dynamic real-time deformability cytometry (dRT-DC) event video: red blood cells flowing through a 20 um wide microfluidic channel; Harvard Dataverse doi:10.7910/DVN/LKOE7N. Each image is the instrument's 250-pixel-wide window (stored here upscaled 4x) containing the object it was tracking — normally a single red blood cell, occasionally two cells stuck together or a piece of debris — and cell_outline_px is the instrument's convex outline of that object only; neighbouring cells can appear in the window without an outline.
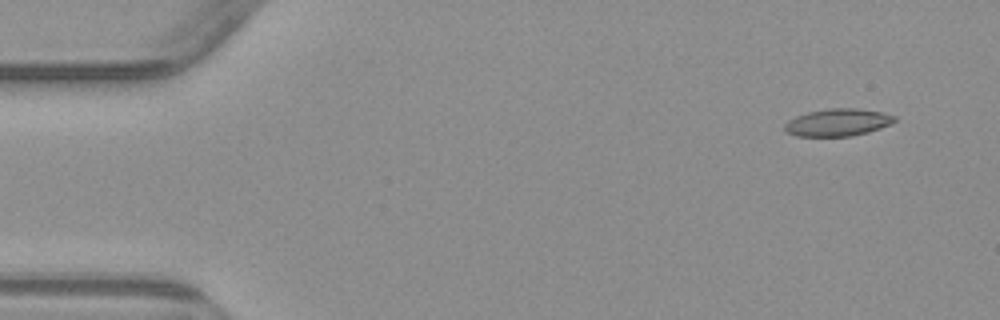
{"species": "common noctule bat (a hibernating species)", "species_latin": "Nyctalus noctula", "temperature_condition": "warm", "stored_images_in_passage": 5, "segment_of_instrument_passage": [1, 2], "camera_frame_rate_fps": 3000, "um_per_image_px": 0.085, "animal": {"sex": "male", "body_mass_g": 23.1, "forearm_length_mm": 52.7}, "frame": {"image": 1, "passage_image": 2, "time_ms": 1.0, "image_size_px": [1000, 320], "cell_outline_px": [[896, 120], [892, 124], [868, 132], [852, 136], [796, 136], [784, 132], [784, 124], [788, 120], [796, 116], [808, 112], [828, 108], [856, 108], [884, 112], [896, 116]], "centroid_in_image_um": [71.21, 10.4], "position_along_channel_um": 13.8, "area_um2": 17.74}}
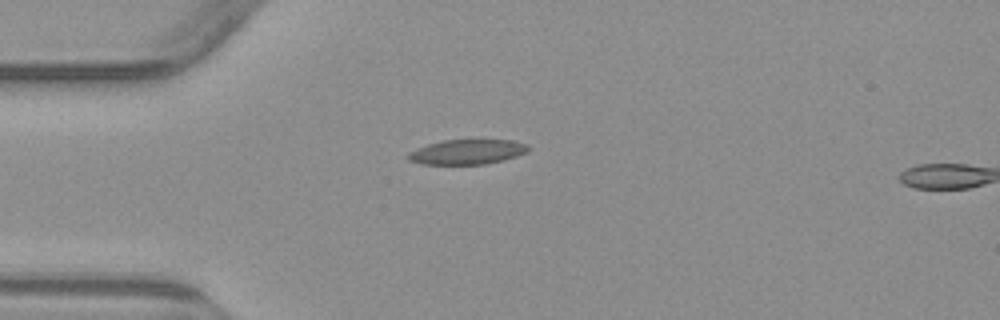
{"frame": {"image": 2, "passage_image": 4, "time_ms": 4.333, "image_size_px": [1000, 320], "cell_outline_px": [[528, 152], [504, 160], [484, 164], [420, 164], [408, 160], [404, 156], [408, 152], [416, 148], [428, 144], [444, 140], [512, 140], [528, 144]], "centroid_in_image_um": [39.67, 12.91], "position_along_channel_um": 45.3, "area_um2": 17.51}}